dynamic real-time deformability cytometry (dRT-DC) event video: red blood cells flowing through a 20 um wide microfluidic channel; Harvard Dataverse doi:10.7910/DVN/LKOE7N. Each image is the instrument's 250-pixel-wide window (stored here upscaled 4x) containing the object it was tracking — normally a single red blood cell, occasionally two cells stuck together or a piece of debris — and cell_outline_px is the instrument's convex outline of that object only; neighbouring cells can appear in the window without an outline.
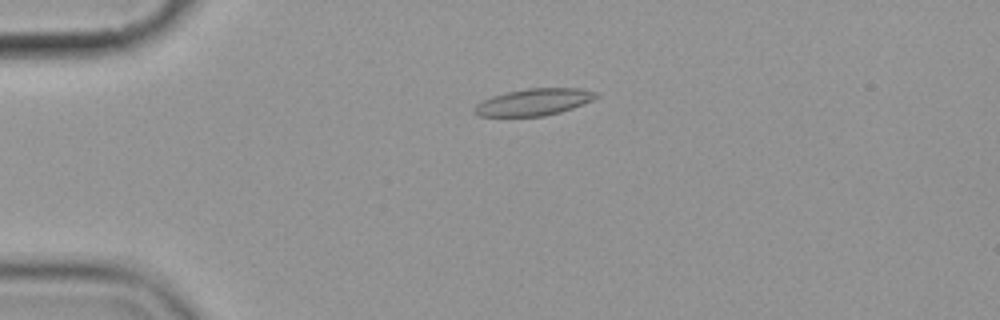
{"species": "common noctule bat (a hibernating species)", "species_latin": "Nyctalus noctula", "temperature_condition": "cold", "stored_images_in_passage": 5, "camera_frame_rate_fps": 3000, "um_per_image_px": 0.085, "animal": {"sex": "female", "body_mass_g": 19.9}, "frame": {"image": 1, "passage_image": 4, "time_ms": 3.667, "image_size_px": [1000, 320], "cell_outline_px": [[600, 96], [584, 104], [560, 112], [544, 116], [480, 116], [472, 112], [472, 108], [476, 104], [492, 96], [508, 92], [528, 88], [580, 88], [600, 92]], "centroid_in_image_um": [45.41, 8.67], "position_along_channel_um": 39.6, "area_um2": 19.13}}